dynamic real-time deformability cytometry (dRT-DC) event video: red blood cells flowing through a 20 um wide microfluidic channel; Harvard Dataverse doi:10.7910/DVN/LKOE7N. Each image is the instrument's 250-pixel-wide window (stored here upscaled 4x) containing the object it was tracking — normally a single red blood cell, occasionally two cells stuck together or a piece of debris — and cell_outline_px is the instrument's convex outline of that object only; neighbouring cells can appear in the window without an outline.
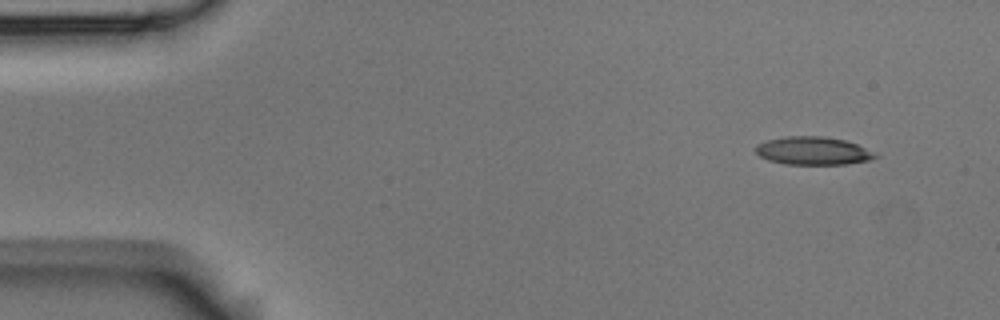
{"species": "Egyptian fruit bat (a non-hibernating species)", "species_latin": "Rousettus aegyptiacus", "temperature_condition": "room temperature", "stored_images_in_passage": 5, "camera_frame_rate_fps": 3000, "um_per_image_px": 0.085, "animal": {"sex": "male"}, "frame": {"image": 1, "passage_image": 1, "time_ms": 0.0, "image_size_px": [1000, 320], "cell_outline_px": [[880, 156], [872, 160], [848, 164], [784, 164], [768, 160], [760, 156], [756, 152], [756, 144], [764, 140], [784, 136], [824, 136], [844, 140], [856, 144]], "centroid_in_image_um": [69.08, 12.82], "position_along_channel_um": 15.9, "area_um2": 19.65}}
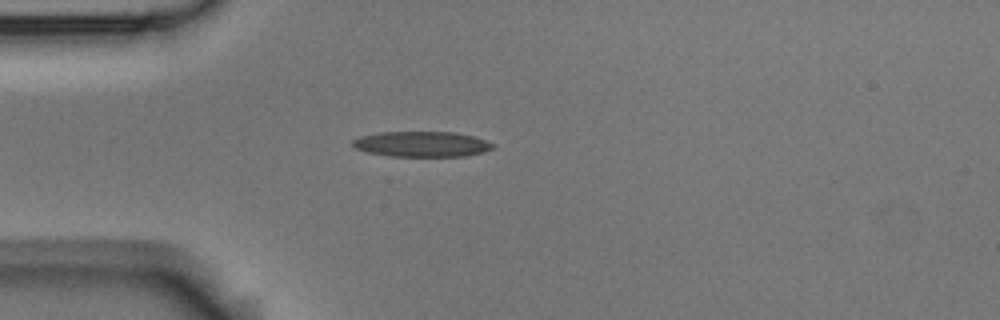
{"frame": {"image": 2, "passage_image": 4, "time_ms": 1.0, "image_size_px": [1000, 320], "cell_outline_px": [[496, 148], [484, 152], [464, 156], [388, 156], [368, 152], [356, 148], [348, 144], [352, 140], [360, 136], [380, 132], [452, 132], [476, 136], [496, 144]], "centroid_in_image_um": [35.88, 12.25], "position_along_channel_um": 49.1, "area_um2": 21.04}}